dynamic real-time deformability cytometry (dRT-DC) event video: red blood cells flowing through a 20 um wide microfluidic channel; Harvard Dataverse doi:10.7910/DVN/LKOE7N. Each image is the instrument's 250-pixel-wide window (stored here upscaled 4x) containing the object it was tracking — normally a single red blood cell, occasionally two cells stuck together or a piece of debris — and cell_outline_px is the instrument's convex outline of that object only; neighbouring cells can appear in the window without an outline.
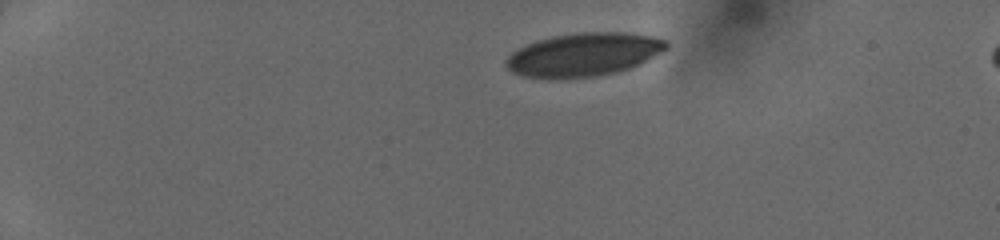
{"species": "human", "species_latin": "Homo sapiens", "temperature_condition": "cold", "stored_images_in_passage": 40, "camera_frame_rate_fps": 3000, "um_per_image_px": 0.085, "donor": {"sex": "female"}, "frame": {"image": 1, "passage_image": 1, "time_ms": 0.0, "image_size_px": [1000, 240], "cell_outline_px": [[668, 48], [640, 64], [616, 72], [596, 76], [524, 76], [512, 72], [504, 64], [504, 60], [512, 52], [536, 40], [552, 36], [580, 32], [620, 32], [652, 36], [664, 40], [668, 44]], "centroid_in_image_um": [49.63, 4.6], "position_along_channel_um": 35.4, "area_um2": 39.59}}
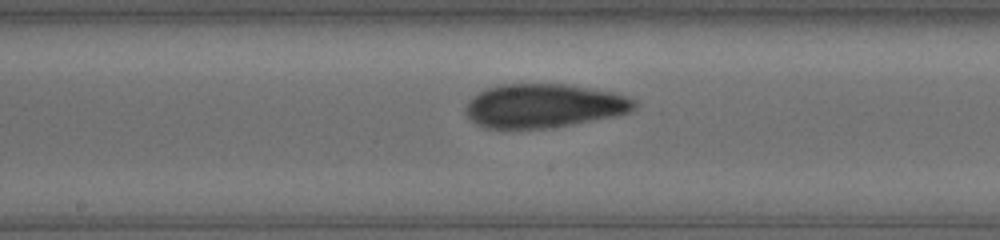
{"frame": {"image": 2, "passage_image": 19, "time_ms": 6.0, "image_size_px": [1000, 240], "cell_outline_px": [[640, 104], [636, 108], [628, 112], [616, 116], [572, 124], [548, 128], [484, 128], [476, 124], [464, 112], [464, 108], [468, 100], [472, 96], [488, 88], [500, 84], [568, 84], [616, 92], [628, 96], [636, 100]], "centroid_in_image_um": [46.26, 8.98], "position_along_channel_um": 201.9, "area_um2": 43.52}}
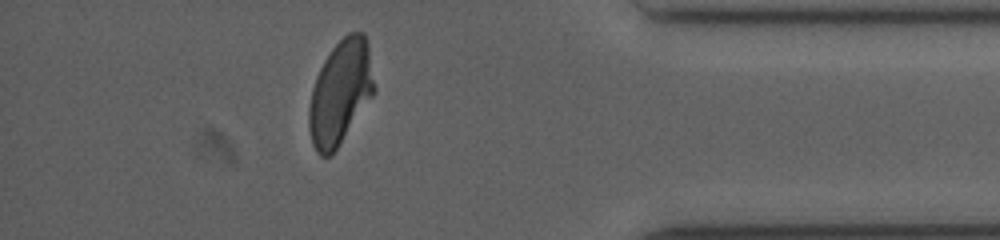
{"frame": {"image": 3, "passage_image": 35, "time_ms": 11.333, "image_size_px": [1000, 240], "cell_outline_px": [[376, 92], [336, 148], [328, 156], [320, 156], [316, 152], [312, 144], [308, 128], [308, 108], [312, 88], [316, 76], [324, 60], [332, 48], [348, 32], [364, 32], [368, 40], [376, 88]], "centroid_in_image_um": [28.94, 7.82], "position_along_channel_um": 406.3, "area_um2": 39.82}}